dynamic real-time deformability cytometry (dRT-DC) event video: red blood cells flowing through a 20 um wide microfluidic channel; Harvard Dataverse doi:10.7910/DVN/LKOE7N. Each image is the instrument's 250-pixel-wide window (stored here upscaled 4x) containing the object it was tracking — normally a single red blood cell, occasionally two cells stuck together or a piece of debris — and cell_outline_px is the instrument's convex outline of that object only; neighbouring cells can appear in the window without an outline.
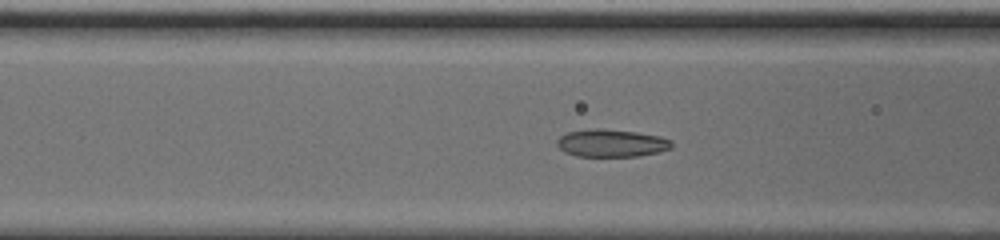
{"species": "common noctule bat (a hibernating species)", "species_latin": "Nyctalus noctula", "temperature_condition": "cold", "stored_images_in_passage": 42, "camera_frame_rate_fps": 3000, "um_per_image_px": 0.085, "animal": {"sex": "male", "body_mass_g": 20.0, "forearm_length_mm": 53.3}, "frame": {"image": 1, "passage_image": 19, "time_ms": 6.0, "image_size_px": [1000, 240], "cell_outline_px": [[672, 148], [660, 152], [640, 156], [576, 156], [564, 152], [556, 144], [556, 140], [560, 136], [568, 132], [592, 128], [604, 128], [636, 132], [660, 136], [672, 140]], "centroid_in_image_um": [51.98, 12.16], "position_along_channel_um": 114.6, "area_um2": 18.67}}
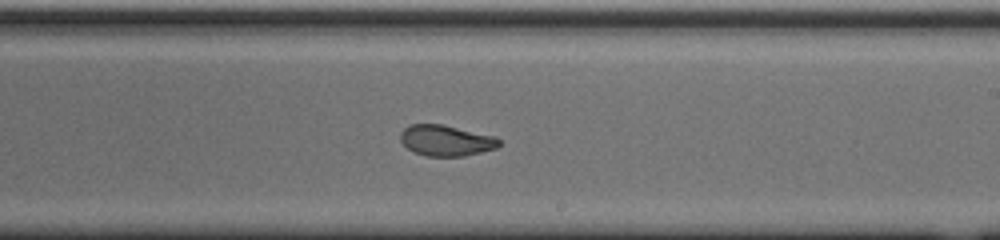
{"frame": {"image": 2, "passage_image": 30, "time_ms": 9.667, "image_size_px": [1000, 240], "cell_outline_px": [[500, 144], [496, 148], [464, 156], [424, 156], [408, 148], [400, 140], [400, 132], [408, 124], [444, 124], [496, 136], [500, 140]], "centroid_in_image_um": [37.91, 11.93], "position_along_channel_um": 251.1, "area_um2": 17.86}}
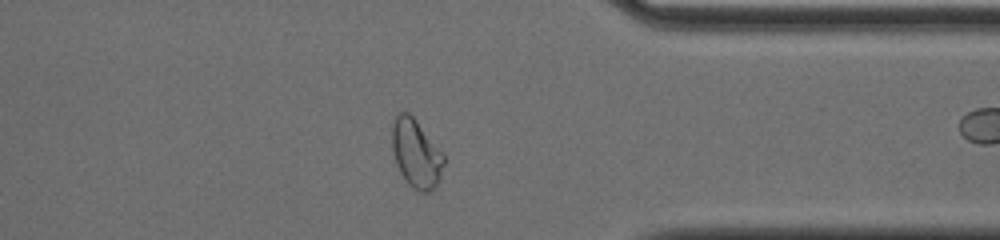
{"frame": {"image": 3, "passage_image": 41, "time_ms": 13.333, "image_size_px": [1000, 240], "cell_outline_px": [[444, 164], [440, 180], [436, 188], [428, 192], [420, 192], [408, 184], [400, 172], [396, 164], [392, 148], [392, 124], [396, 116], [400, 112], [408, 112], [416, 120], [444, 152]], "centroid_in_image_um": [35.4, 13.06], "position_along_channel_um": 376.0, "area_um2": 20.87}}